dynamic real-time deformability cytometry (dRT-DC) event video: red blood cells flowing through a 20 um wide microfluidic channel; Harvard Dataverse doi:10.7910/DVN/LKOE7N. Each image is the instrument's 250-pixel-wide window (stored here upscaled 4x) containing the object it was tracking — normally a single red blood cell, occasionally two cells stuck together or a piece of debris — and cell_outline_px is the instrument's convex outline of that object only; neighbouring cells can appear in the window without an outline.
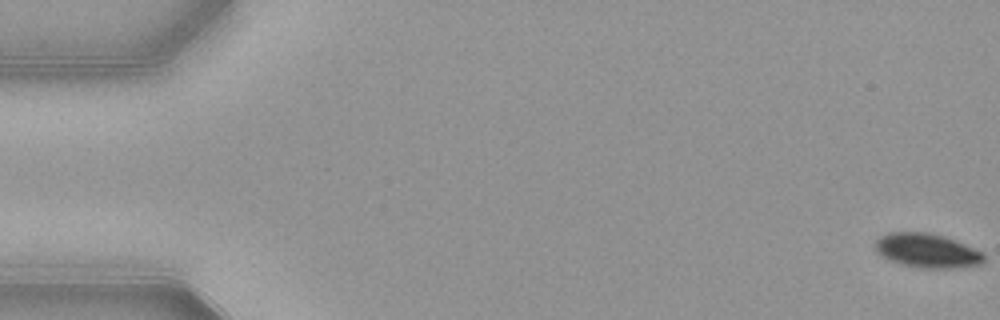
{"species": "common noctule bat (a hibernating species)", "species_latin": "Nyctalus noctula", "temperature_condition": "warm", "stored_images_in_passage": 54, "camera_frame_rate_fps": 3000, "um_per_image_px": 0.085, "animal": {"sex": "female", "body_mass_g": 21.9}, "frame": {"image": 1, "passage_image": 1, "time_ms": 0.0, "image_size_px": [1000, 320], "cell_outline_px": [[984, 260], [980, 264], [952, 268], [920, 268], [888, 260], [880, 256], [876, 252], [872, 244], [880, 236], [888, 232], [928, 232], [944, 236], [956, 240], [984, 252]], "centroid_in_image_um": [78.76, 21.29], "position_along_channel_um": 6.2, "area_um2": 21.91}}
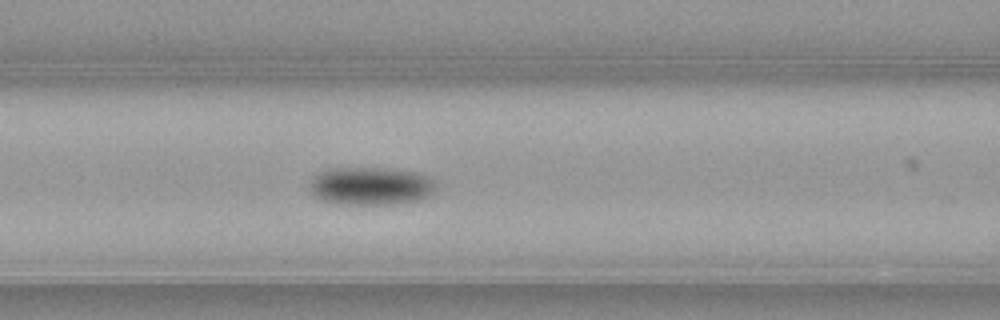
{"frame": {"image": 2, "passage_image": 23, "time_ms": 7.333, "image_size_px": [1000, 320], "cell_outline_px": [[432, 196], [420, 200], [392, 204], [336, 204], [320, 200], [308, 188], [308, 184], [320, 172], [336, 168], [388, 168], [420, 172], [428, 176], [432, 180]], "centroid_in_image_um": [31.51, 15.82], "position_along_channel_um": 135.1, "area_um2": 28.03}}
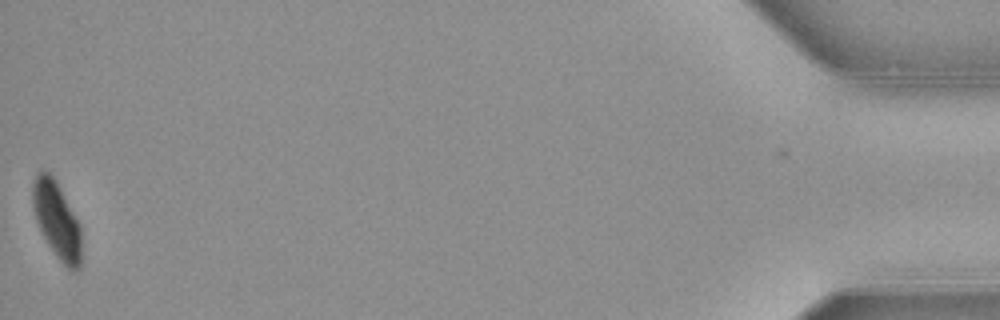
{"frame": {"image": 3, "passage_image": 54, "time_ms": 17.667, "image_size_px": [1000, 320], "cell_outline_px": [[80, 268], [76, 272], [72, 272], [60, 260], [48, 244], [36, 220], [32, 204], [32, 184], [36, 172], [48, 172], [56, 180], [80, 224]], "centroid_in_image_um": [4.82, 18.69], "position_along_channel_um": 430.4, "area_um2": 21.56}, "authors_computed_cell_mechanics": {"area_um2": 25.1719, "velocity_mm_per_s": 3.8602, "shape_relaxation_time_tau1_ms": 2.1391, "shape_relaxation_time_tau2_ms": 1.8814, "deformation_change_tau1": 0.1038, "deformation_change_tau2": 0.022}}